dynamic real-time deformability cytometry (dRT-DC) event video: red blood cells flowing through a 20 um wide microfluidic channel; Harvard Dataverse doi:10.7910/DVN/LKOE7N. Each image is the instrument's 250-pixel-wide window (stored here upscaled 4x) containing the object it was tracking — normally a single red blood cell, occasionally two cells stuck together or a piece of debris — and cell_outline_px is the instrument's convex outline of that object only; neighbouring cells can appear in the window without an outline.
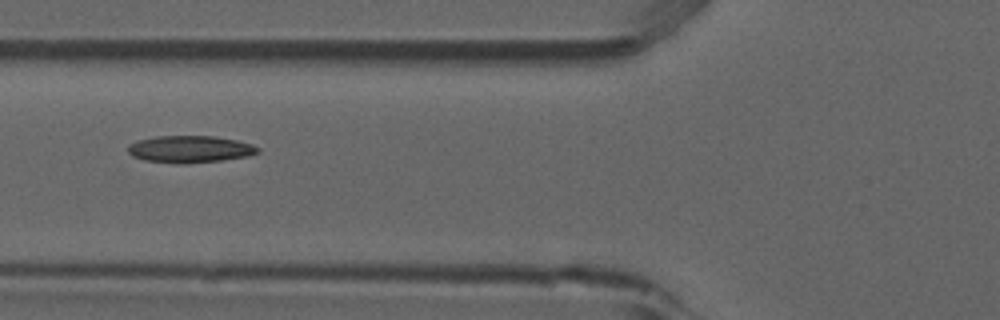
{"species": "common noctule bat (a hibernating species)", "species_latin": "Nyctalus noctula", "temperature_condition": "room temperature", "stored_images_in_passage": 3, "camera_frame_rate_fps": 3000, "um_per_image_px": 0.085, "animal": {"sex": "male", "forearm_length_mm": 52.5}, "frame": {"image": 1, "passage_image": 3, "time_ms": 0.667, "image_size_px": [1000, 320], "cell_outline_px": [[260, 152], [248, 156], [220, 160], [184, 164], [176, 164], [144, 160], [132, 156], [128, 152], [128, 144], [140, 140], [156, 136], [212, 136], [236, 140], [252, 144], [260, 148]], "centroid_in_image_um": [16.14, 12.68], "position_along_channel_um": 109.7, "area_um2": 20.46}}